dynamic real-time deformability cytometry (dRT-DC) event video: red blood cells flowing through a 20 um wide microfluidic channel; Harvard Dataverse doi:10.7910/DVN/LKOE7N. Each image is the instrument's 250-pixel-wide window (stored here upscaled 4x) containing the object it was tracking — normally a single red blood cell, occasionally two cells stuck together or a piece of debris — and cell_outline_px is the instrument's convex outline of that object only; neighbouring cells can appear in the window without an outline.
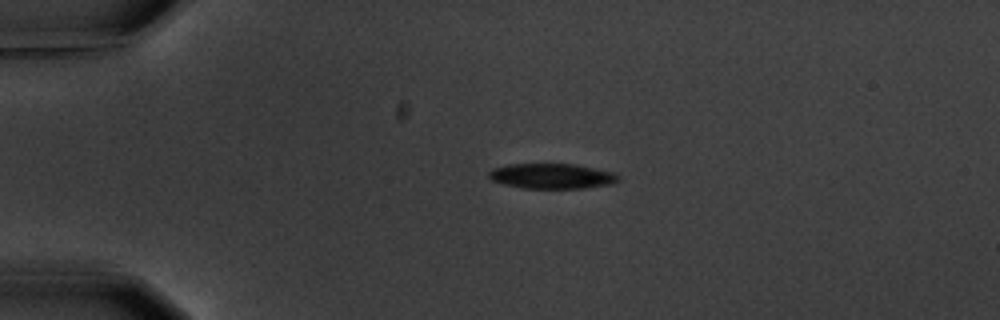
{"species": "common noctule bat (a hibernating species)", "species_latin": "Nyctalus noctula", "temperature_condition": "warm", "stored_images_in_passage": 4, "camera_frame_rate_fps": 3000, "um_per_image_px": 0.085, "animal": {"sex": "male", "body_mass_g": 20.1, "forearm_length_mm": 53.5}, "frame": {"image": 1, "passage_image": 3, "time_ms": 2.333, "image_size_px": [1000, 320], "cell_outline_px": [[620, 176], [612, 184], [584, 188], [524, 188], [504, 184], [492, 180], [488, 176], [488, 172], [492, 168], [508, 164], [576, 164], [616, 172]], "centroid_in_image_um": [46.92, 14.96], "position_along_channel_um": 38.1, "area_um2": 19.07}}